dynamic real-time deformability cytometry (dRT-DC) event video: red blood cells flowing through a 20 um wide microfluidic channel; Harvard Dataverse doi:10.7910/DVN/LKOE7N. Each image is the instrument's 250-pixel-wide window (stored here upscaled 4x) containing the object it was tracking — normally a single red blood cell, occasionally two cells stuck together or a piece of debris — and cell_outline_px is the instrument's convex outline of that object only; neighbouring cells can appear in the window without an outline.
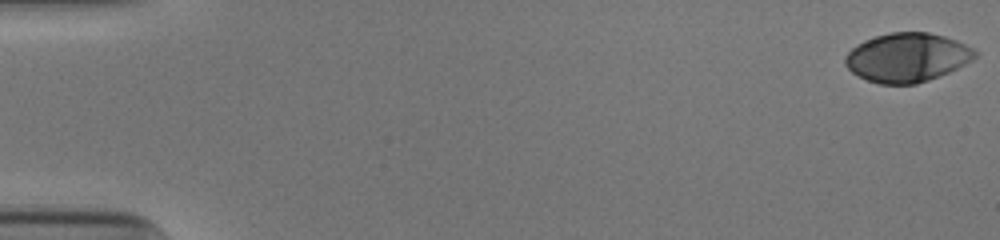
{"species": "human", "species_latin": "Homo sapiens", "temperature_condition": "cold", "stored_images_in_passage": 48, "camera_frame_rate_fps": 3000, "um_per_image_px": 0.085, "donor": {"sex": "male"}, "frame": {"image": 1, "passage_image": 1, "time_ms": 0.0, "image_size_px": [1000, 240], "cell_outline_px": [[980, 52], [972, 60], [940, 76], [916, 84], [880, 84], [868, 80], [852, 72], [844, 64], [844, 56], [856, 44], [864, 40], [888, 32], [928, 32], [944, 36], [956, 40]], "centroid_in_image_um": [77.09, 4.88], "position_along_channel_um": 7.9, "area_um2": 37.05}}
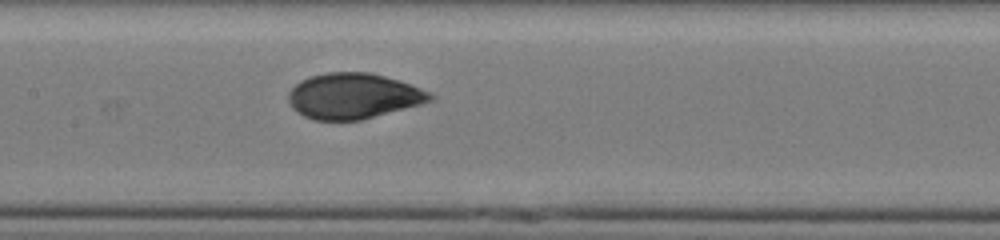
{"frame": {"image": 2, "passage_image": 27, "time_ms": 8.667, "image_size_px": [1000, 240], "cell_outline_px": [[436, 96], [432, 100], [420, 104], [360, 120], [312, 120], [296, 112], [292, 108], [288, 100], [288, 92], [300, 80], [312, 76], [328, 72], [368, 72], [384, 76], [432, 92]], "centroid_in_image_um": [30.01, 8.16], "position_along_channel_um": 177.4, "area_um2": 37.45}}
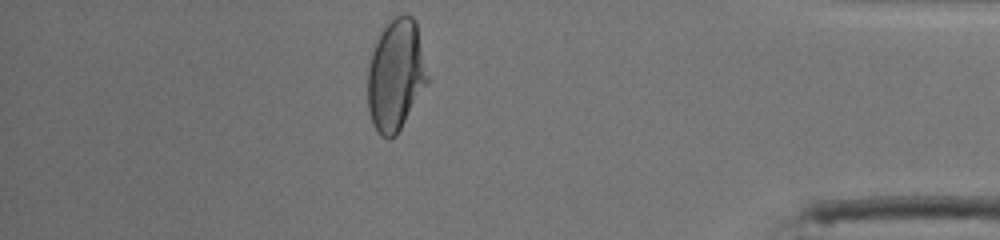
{"frame": {"image": 3, "passage_image": 47, "time_ms": 15.333, "image_size_px": [1000, 240], "cell_outline_px": [[428, 84], [396, 136], [388, 140], [380, 136], [372, 124], [368, 108], [368, 64], [376, 40], [384, 28], [396, 16], [404, 12], [412, 16], [416, 20], [428, 76]], "centroid_in_image_um": [33.64, 6.41], "position_along_channel_um": 401.6, "area_um2": 39.07}, "authors_computed_cell_mechanics": {"area_um2": 37.281, "velocity_mm_per_s": 3.8928, "shape_relaxation_time_tau1_ms": 5.3886, "shape_relaxation_time_tau2_ms": 0.8022, "deformation_change_tau1": 0.1866, "deformation_change_tau2": 0.0456}}